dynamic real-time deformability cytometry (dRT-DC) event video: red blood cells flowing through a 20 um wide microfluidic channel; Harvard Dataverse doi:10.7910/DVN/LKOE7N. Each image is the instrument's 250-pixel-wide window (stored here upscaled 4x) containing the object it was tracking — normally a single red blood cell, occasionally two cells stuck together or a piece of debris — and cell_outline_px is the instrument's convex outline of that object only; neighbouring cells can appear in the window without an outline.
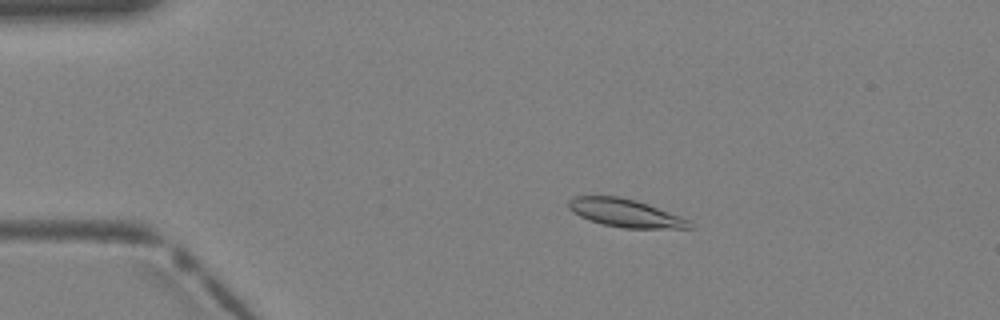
{"species": "Egyptian fruit bat (a non-hibernating species)", "species_latin": "Rousettus aegyptiacus", "temperature_condition": "warm", "stored_images_in_passage": 3, "camera_frame_rate_fps": 3000, "um_per_image_px": 0.085, "animal": {"sex": "female"}, "frame": {"image": 1, "passage_image": 3, "time_ms": 0.667, "image_size_px": [1000, 320], "cell_outline_px": [[692, 228], [624, 228], [604, 224], [580, 216], [572, 212], [568, 208], [568, 200], [572, 196], [620, 196], [636, 200], [648, 204], [692, 220]], "centroid_in_image_um": [53.17, 18.09], "position_along_channel_um": 31.8, "area_um2": 19.77}}